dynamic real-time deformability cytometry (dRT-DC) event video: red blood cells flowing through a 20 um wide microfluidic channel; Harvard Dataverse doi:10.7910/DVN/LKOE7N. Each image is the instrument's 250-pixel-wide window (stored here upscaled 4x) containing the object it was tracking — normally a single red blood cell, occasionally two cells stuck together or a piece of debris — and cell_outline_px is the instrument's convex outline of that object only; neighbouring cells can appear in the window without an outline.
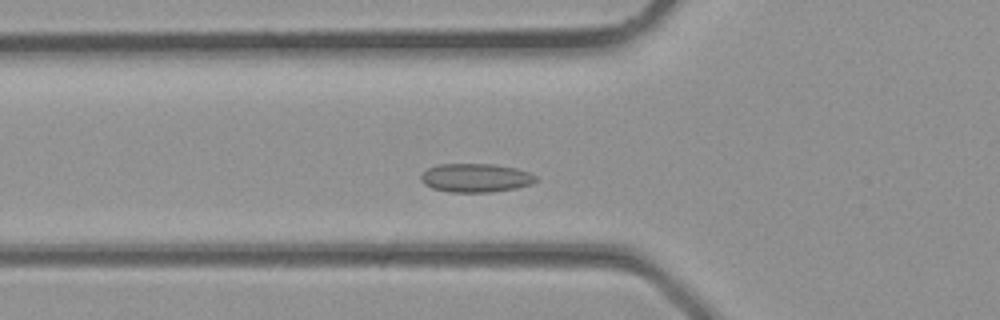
{"species": "common noctule bat (a hibernating species)", "species_latin": "Nyctalus noctula", "temperature_condition": "room temperature", "stored_images_in_passage": 31, "camera_frame_rate_fps": 3000, "um_per_image_px": 0.085, "animal": {"sex": "male", "body_mass_g": 23.1, "forearm_length_mm": 52.7}, "frame": {"image": 1, "passage_image": 9, "time_ms": 2.667, "image_size_px": [1000, 320], "cell_outline_px": [[540, 180], [532, 184], [516, 188], [488, 192], [448, 192], [432, 188], [424, 184], [420, 180], [420, 176], [428, 168], [436, 164], [492, 164], [516, 168], [528, 172], [536, 176]], "centroid_in_image_um": [40.43, 15.12], "position_along_channel_um": 85.4, "area_um2": 19.31}}
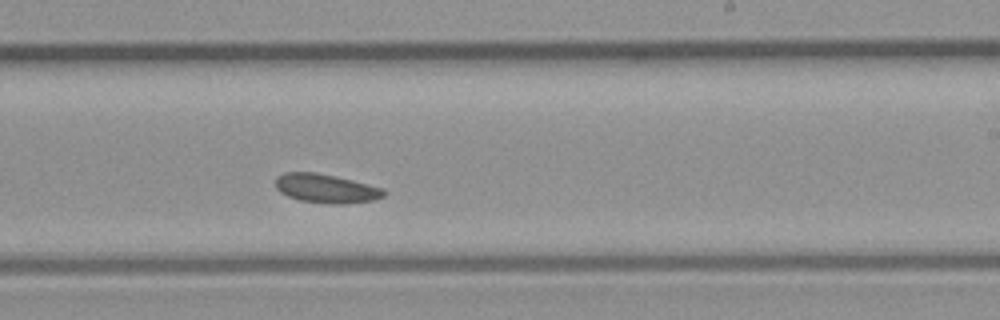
{"frame": {"image": 2, "passage_image": 18, "time_ms": 5.667, "image_size_px": [1000, 320], "cell_outline_px": [[384, 196], [372, 200], [336, 204], [300, 200], [288, 196], [280, 192], [276, 188], [276, 176], [284, 172], [316, 172], [336, 176], [384, 188]], "centroid_in_image_um": [27.68, 16.0], "position_along_channel_um": 261.3, "area_um2": 18.03}}
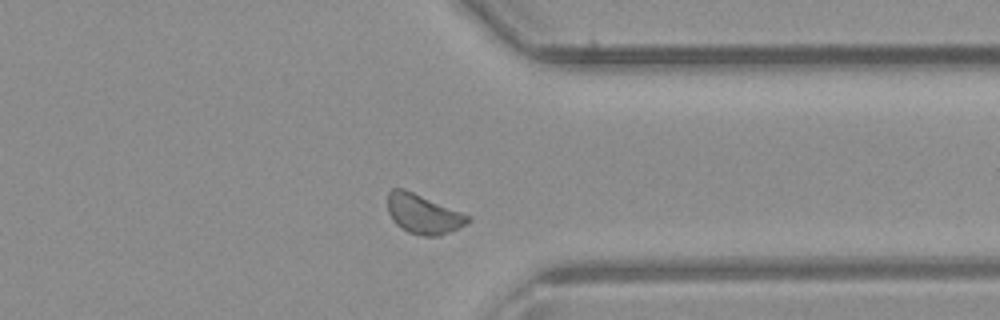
{"frame": {"image": 3, "passage_image": 24, "time_ms": 7.667, "image_size_px": [1000, 320], "cell_outline_px": [[472, 220], [440, 236], [424, 236], [408, 232], [400, 228], [392, 220], [388, 212], [388, 192], [392, 188], [404, 188], [472, 216]], "centroid_in_image_um": [35.96, 18.18], "position_along_channel_um": 375.4, "area_um2": 18.5}}